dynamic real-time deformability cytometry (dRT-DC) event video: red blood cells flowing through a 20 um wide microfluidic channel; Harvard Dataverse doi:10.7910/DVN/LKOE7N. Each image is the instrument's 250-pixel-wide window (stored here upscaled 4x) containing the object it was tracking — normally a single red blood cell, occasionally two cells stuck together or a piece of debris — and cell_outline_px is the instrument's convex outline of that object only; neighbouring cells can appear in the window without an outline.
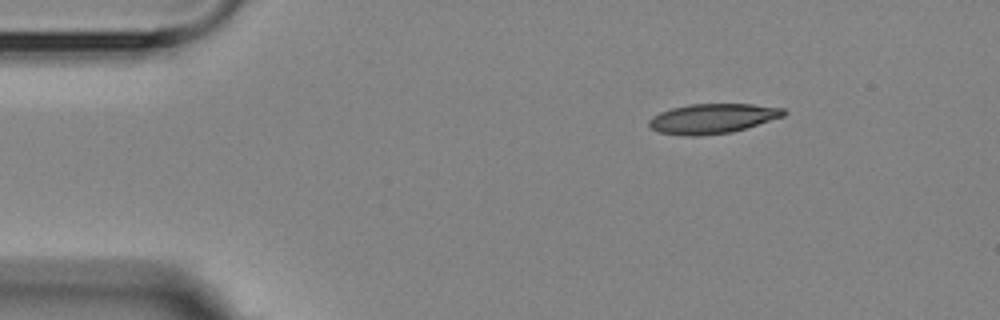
{"species": "Egyptian fruit bat (a non-hibernating species)", "species_latin": "Rousettus aegyptiacus", "temperature_condition": "room temperature", "stored_images_in_passage": 3, "camera_frame_rate_fps": 3000, "um_per_image_px": 0.085, "animal": {"sex": "female"}, "frame": {"image": 1, "passage_image": 1, "time_ms": 0.0, "image_size_px": [1000, 320], "cell_outline_px": [[788, 112], [784, 116], [732, 132], [700, 136], [684, 136], [660, 132], [652, 128], [648, 124], [648, 120], [652, 116], [660, 112], [672, 108], [688, 104], [752, 104], [784, 108]], "centroid_in_image_um": [60.56, 10.07], "position_along_channel_um": 24.4, "area_um2": 23.41}}